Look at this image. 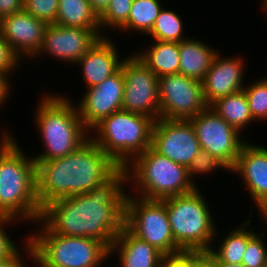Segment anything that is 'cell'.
<instances>
[{
  "label": "cell",
  "mask_w": 267,
  "mask_h": 267,
  "mask_svg": "<svg viewBox=\"0 0 267 267\" xmlns=\"http://www.w3.org/2000/svg\"><path fill=\"white\" fill-rule=\"evenodd\" d=\"M256 210L259 215L261 214V221H267V198L256 208Z\"/></svg>",
  "instance_id": "40"
},
{
  "label": "cell",
  "mask_w": 267,
  "mask_h": 267,
  "mask_svg": "<svg viewBox=\"0 0 267 267\" xmlns=\"http://www.w3.org/2000/svg\"><path fill=\"white\" fill-rule=\"evenodd\" d=\"M160 0H133L130 8L128 21L119 29L118 32H139L147 35L158 15L162 10ZM144 33V34H143Z\"/></svg>",
  "instance_id": "26"
},
{
  "label": "cell",
  "mask_w": 267,
  "mask_h": 267,
  "mask_svg": "<svg viewBox=\"0 0 267 267\" xmlns=\"http://www.w3.org/2000/svg\"><path fill=\"white\" fill-rule=\"evenodd\" d=\"M215 267H245L242 263L230 264V263H212Z\"/></svg>",
  "instance_id": "41"
},
{
  "label": "cell",
  "mask_w": 267,
  "mask_h": 267,
  "mask_svg": "<svg viewBox=\"0 0 267 267\" xmlns=\"http://www.w3.org/2000/svg\"><path fill=\"white\" fill-rule=\"evenodd\" d=\"M189 121L195 129L200 148L217 157L231 170L247 142L242 133L209 106Z\"/></svg>",
  "instance_id": "11"
},
{
  "label": "cell",
  "mask_w": 267,
  "mask_h": 267,
  "mask_svg": "<svg viewBox=\"0 0 267 267\" xmlns=\"http://www.w3.org/2000/svg\"><path fill=\"white\" fill-rule=\"evenodd\" d=\"M183 26L184 23L176 11L163 7L147 35L155 41L180 42L188 38L183 33Z\"/></svg>",
  "instance_id": "27"
},
{
  "label": "cell",
  "mask_w": 267,
  "mask_h": 267,
  "mask_svg": "<svg viewBox=\"0 0 267 267\" xmlns=\"http://www.w3.org/2000/svg\"><path fill=\"white\" fill-rule=\"evenodd\" d=\"M15 221L19 222L17 219L0 215V261L10 257L19 248L17 246L18 243H15V240H11L12 238L6 230Z\"/></svg>",
  "instance_id": "35"
},
{
  "label": "cell",
  "mask_w": 267,
  "mask_h": 267,
  "mask_svg": "<svg viewBox=\"0 0 267 267\" xmlns=\"http://www.w3.org/2000/svg\"><path fill=\"white\" fill-rule=\"evenodd\" d=\"M92 9L100 16L109 6L110 0H89Z\"/></svg>",
  "instance_id": "39"
},
{
  "label": "cell",
  "mask_w": 267,
  "mask_h": 267,
  "mask_svg": "<svg viewBox=\"0 0 267 267\" xmlns=\"http://www.w3.org/2000/svg\"><path fill=\"white\" fill-rule=\"evenodd\" d=\"M22 61L24 62L0 34V73L7 76L13 75Z\"/></svg>",
  "instance_id": "34"
},
{
  "label": "cell",
  "mask_w": 267,
  "mask_h": 267,
  "mask_svg": "<svg viewBox=\"0 0 267 267\" xmlns=\"http://www.w3.org/2000/svg\"><path fill=\"white\" fill-rule=\"evenodd\" d=\"M133 54V55H132ZM121 64L124 75L122 110L160 118L159 78L133 52Z\"/></svg>",
  "instance_id": "10"
},
{
  "label": "cell",
  "mask_w": 267,
  "mask_h": 267,
  "mask_svg": "<svg viewBox=\"0 0 267 267\" xmlns=\"http://www.w3.org/2000/svg\"><path fill=\"white\" fill-rule=\"evenodd\" d=\"M130 193L147 200H163L194 191L187 167L174 163L151 146L138 154L127 166ZM132 184V185H131ZM136 191V192H135Z\"/></svg>",
  "instance_id": "5"
},
{
  "label": "cell",
  "mask_w": 267,
  "mask_h": 267,
  "mask_svg": "<svg viewBox=\"0 0 267 267\" xmlns=\"http://www.w3.org/2000/svg\"><path fill=\"white\" fill-rule=\"evenodd\" d=\"M154 41L143 50L134 52L157 77L179 73V42ZM142 51V52H141ZM139 52V53H138Z\"/></svg>",
  "instance_id": "23"
},
{
  "label": "cell",
  "mask_w": 267,
  "mask_h": 267,
  "mask_svg": "<svg viewBox=\"0 0 267 267\" xmlns=\"http://www.w3.org/2000/svg\"><path fill=\"white\" fill-rule=\"evenodd\" d=\"M22 242H23V249L19 246V248L10 257L0 261V267H27L28 266L25 260H23L24 259L22 257L23 254L22 252L20 253V251L25 250V252L23 253L24 254L26 253V257L29 255V259L32 260L33 258H30V256L33 257V249H32V245L28 237L23 238Z\"/></svg>",
  "instance_id": "36"
},
{
  "label": "cell",
  "mask_w": 267,
  "mask_h": 267,
  "mask_svg": "<svg viewBox=\"0 0 267 267\" xmlns=\"http://www.w3.org/2000/svg\"><path fill=\"white\" fill-rule=\"evenodd\" d=\"M2 132L0 215L17 219L21 223H36L42 210L37 201L36 163L32 156L23 153V147L19 146L20 142L10 131Z\"/></svg>",
  "instance_id": "3"
},
{
  "label": "cell",
  "mask_w": 267,
  "mask_h": 267,
  "mask_svg": "<svg viewBox=\"0 0 267 267\" xmlns=\"http://www.w3.org/2000/svg\"><path fill=\"white\" fill-rule=\"evenodd\" d=\"M205 258L206 255L202 251L182 250L163 255L159 267H198Z\"/></svg>",
  "instance_id": "33"
},
{
  "label": "cell",
  "mask_w": 267,
  "mask_h": 267,
  "mask_svg": "<svg viewBox=\"0 0 267 267\" xmlns=\"http://www.w3.org/2000/svg\"><path fill=\"white\" fill-rule=\"evenodd\" d=\"M267 231L260 234H255L246 246L241 263L245 267H267V242L264 236Z\"/></svg>",
  "instance_id": "30"
},
{
  "label": "cell",
  "mask_w": 267,
  "mask_h": 267,
  "mask_svg": "<svg viewBox=\"0 0 267 267\" xmlns=\"http://www.w3.org/2000/svg\"><path fill=\"white\" fill-rule=\"evenodd\" d=\"M35 163L41 209L57 199L90 192L121 168L90 137L67 156Z\"/></svg>",
  "instance_id": "2"
},
{
  "label": "cell",
  "mask_w": 267,
  "mask_h": 267,
  "mask_svg": "<svg viewBox=\"0 0 267 267\" xmlns=\"http://www.w3.org/2000/svg\"><path fill=\"white\" fill-rule=\"evenodd\" d=\"M28 239L33 261L38 267H100L110 258V248L91 237H71L51 233L39 220Z\"/></svg>",
  "instance_id": "6"
},
{
  "label": "cell",
  "mask_w": 267,
  "mask_h": 267,
  "mask_svg": "<svg viewBox=\"0 0 267 267\" xmlns=\"http://www.w3.org/2000/svg\"><path fill=\"white\" fill-rule=\"evenodd\" d=\"M188 175L189 179L197 186L195 181L192 179L193 177L196 178L197 175L205 176L206 174H212L219 169H223L230 172L229 168L221 162L217 157L211 155L209 152L200 150L196 156L193 158L191 164L189 165ZM196 174V176H195Z\"/></svg>",
  "instance_id": "31"
},
{
  "label": "cell",
  "mask_w": 267,
  "mask_h": 267,
  "mask_svg": "<svg viewBox=\"0 0 267 267\" xmlns=\"http://www.w3.org/2000/svg\"><path fill=\"white\" fill-rule=\"evenodd\" d=\"M109 36L101 37L94 46L75 64L80 66L83 80L87 88L99 85L114 75L124 60ZM120 57V58H119Z\"/></svg>",
  "instance_id": "19"
},
{
  "label": "cell",
  "mask_w": 267,
  "mask_h": 267,
  "mask_svg": "<svg viewBox=\"0 0 267 267\" xmlns=\"http://www.w3.org/2000/svg\"><path fill=\"white\" fill-rule=\"evenodd\" d=\"M209 107L240 133L254 122L244 90L220 97Z\"/></svg>",
  "instance_id": "24"
},
{
  "label": "cell",
  "mask_w": 267,
  "mask_h": 267,
  "mask_svg": "<svg viewBox=\"0 0 267 267\" xmlns=\"http://www.w3.org/2000/svg\"><path fill=\"white\" fill-rule=\"evenodd\" d=\"M154 123L148 116L120 110L96 124L90 130V138L121 167H126L151 146Z\"/></svg>",
  "instance_id": "7"
},
{
  "label": "cell",
  "mask_w": 267,
  "mask_h": 267,
  "mask_svg": "<svg viewBox=\"0 0 267 267\" xmlns=\"http://www.w3.org/2000/svg\"><path fill=\"white\" fill-rule=\"evenodd\" d=\"M160 118L190 120L208 107L201 81L177 73L159 77Z\"/></svg>",
  "instance_id": "12"
},
{
  "label": "cell",
  "mask_w": 267,
  "mask_h": 267,
  "mask_svg": "<svg viewBox=\"0 0 267 267\" xmlns=\"http://www.w3.org/2000/svg\"><path fill=\"white\" fill-rule=\"evenodd\" d=\"M48 25L23 9L0 19V34L21 60L32 61L42 45Z\"/></svg>",
  "instance_id": "16"
},
{
  "label": "cell",
  "mask_w": 267,
  "mask_h": 267,
  "mask_svg": "<svg viewBox=\"0 0 267 267\" xmlns=\"http://www.w3.org/2000/svg\"><path fill=\"white\" fill-rule=\"evenodd\" d=\"M201 267H215L207 258H205L202 263Z\"/></svg>",
  "instance_id": "42"
},
{
  "label": "cell",
  "mask_w": 267,
  "mask_h": 267,
  "mask_svg": "<svg viewBox=\"0 0 267 267\" xmlns=\"http://www.w3.org/2000/svg\"><path fill=\"white\" fill-rule=\"evenodd\" d=\"M132 1L110 0L109 6L99 16L101 34L105 33L104 28L119 30L128 21Z\"/></svg>",
  "instance_id": "29"
},
{
  "label": "cell",
  "mask_w": 267,
  "mask_h": 267,
  "mask_svg": "<svg viewBox=\"0 0 267 267\" xmlns=\"http://www.w3.org/2000/svg\"><path fill=\"white\" fill-rule=\"evenodd\" d=\"M254 121L267 119V78L246 84L243 88Z\"/></svg>",
  "instance_id": "28"
},
{
  "label": "cell",
  "mask_w": 267,
  "mask_h": 267,
  "mask_svg": "<svg viewBox=\"0 0 267 267\" xmlns=\"http://www.w3.org/2000/svg\"><path fill=\"white\" fill-rule=\"evenodd\" d=\"M126 186L127 170L121 167L86 194L63 197L45 205L39 221L51 233L91 237L111 248L125 227Z\"/></svg>",
  "instance_id": "1"
},
{
  "label": "cell",
  "mask_w": 267,
  "mask_h": 267,
  "mask_svg": "<svg viewBox=\"0 0 267 267\" xmlns=\"http://www.w3.org/2000/svg\"><path fill=\"white\" fill-rule=\"evenodd\" d=\"M125 227L163 255L182 251L173 239L166 206L161 200L134 197L128 192L125 203Z\"/></svg>",
  "instance_id": "9"
},
{
  "label": "cell",
  "mask_w": 267,
  "mask_h": 267,
  "mask_svg": "<svg viewBox=\"0 0 267 267\" xmlns=\"http://www.w3.org/2000/svg\"><path fill=\"white\" fill-rule=\"evenodd\" d=\"M221 56L218 52L202 81L208 106L220 97L243 90L246 64L241 56ZM245 64V65H244Z\"/></svg>",
  "instance_id": "17"
},
{
  "label": "cell",
  "mask_w": 267,
  "mask_h": 267,
  "mask_svg": "<svg viewBox=\"0 0 267 267\" xmlns=\"http://www.w3.org/2000/svg\"><path fill=\"white\" fill-rule=\"evenodd\" d=\"M54 24L65 27L100 28L99 16L89 0H59Z\"/></svg>",
  "instance_id": "25"
},
{
  "label": "cell",
  "mask_w": 267,
  "mask_h": 267,
  "mask_svg": "<svg viewBox=\"0 0 267 267\" xmlns=\"http://www.w3.org/2000/svg\"><path fill=\"white\" fill-rule=\"evenodd\" d=\"M261 3H262V7L261 8L263 9L265 14L267 15V0H262Z\"/></svg>",
  "instance_id": "43"
},
{
  "label": "cell",
  "mask_w": 267,
  "mask_h": 267,
  "mask_svg": "<svg viewBox=\"0 0 267 267\" xmlns=\"http://www.w3.org/2000/svg\"><path fill=\"white\" fill-rule=\"evenodd\" d=\"M231 172L241 176L257 208L267 198V147L250 144L247 140Z\"/></svg>",
  "instance_id": "18"
},
{
  "label": "cell",
  "mask_w": 267,
  "mask_h": 267,
  "mask_svg": "<svg viewBox=\"0 0 267 267\" xmlns=\"http://www.w3.org/2000/svg\"><path fill=\"white\" fill-rule=\"evenodd\" d=\"M208 43L197 38H187L179 42V73L189 78L203 81L206 72L219 52ZM212 48V49H211Z\"/></svg>",
  "instance_id": "21"
},
{
  "label": "cell",
  "mask_w": 267,
  "mask_h": 267,
  "mask_svg": "<svg viewBox=\"0 0 267 267\" xmlns=\"http://www.w3.org/2000/svg\"><path fill=\"white\" fill-rule=\"evenodd\" d=\"M86 90L80 102H77V108L84 126L90 131L105 117L122 110L124 94L122 68L99 85Z\"/></svg>",
  "instance_id": "15"
},
{
  "label": "cell",
  "mask_w": 267,
  "mask_h": 267,
  "mask_svg": "<svg viewBox=\"0 0 267 267\" xmlns=\"http://www.w3.org/2000/svg\"><path fill=\"white\" fill-rule=\"evenodd\" d=\"M24 0H0V19L23 10Z\"/></svg>",
  "instance_id": "37"
},
{
  "label": "cell",
  "mask_w": 267,
  "mask_h": 267,
  "mask_svg": "<svg viewBox=\"0 0 267 267\" xmlns=\"http://www.w3.org/2000/svg\"><path fill=\"white\" fill-rule=\"evenodd\" d=\"M104 36L106 35L101 34L100 28L65 27L54 23L49 24L40 49L31 59L50 55L51 58L73 66Z\"/></svg>",
  "instance_id": "13"
},
{
  "label": "cell",
  "mask_w": 267,
  "mask_h": 267,
  "mask_svg": "<svg viewBox=\"0 0 267 267\" xmlns=\"http://www.w3.org/2000/svg\"><path fill=\"white\" fill-rule=\"evenodd\" d=\"M114 255L119 256L117 259L119 258L120 267H159L163 256L160 251L132 234L126 227L116 236L110 248V258Z\"/></svg>",
  "instance_id": "20"
},
{
  "label": "cell",
  "mask_w": 267,
  "mask_h": 267,
  "mask_svg": "<svg viewBox=\"0 0 267 267\" xmlns=\"http://www.w3.org/2000/svg\"><path fill=\"white\" fill-rule=\"evenodd\" d=\"M251 220L247 219L241 222L239 228H235L222 238L221 243L211 247L205 253L206 258L211 263H241L248 241L257 233L250 226ZM254 230V232H253Z\"/></svg>",
  "instance_id": "22"
},
{
  "label": "cell",
  "mask_w": 267,
  "mask_h": 267,
  "mask_svg": "<svg viewBox=\"0 0 267 267\" xmlns=\"http://www.w3.org/2000/svg\"><path fill=\"white\" fill-rule=\"evenodd\" d=\"M151 147L174 163L187 168L201 150L195 129L189 120L162 118L154 123Z\"/></svg>",
  "instance_id": "14"
},
{
  "label": "cell",
  "mask_w": 267,
  "mask_h": 267,
  "mask_svg": "<svg viewBox=\"0 0 267 267\" xmlns=\"http://www.w3.org/2000/svg\"><path fill=\"white\" fill-rule=\"evenodd\" d=\"M40 98L33 121L36 122L44 149H41V154L33 156L35 162L67 156L90 137L77 105L69 97L47 92Z\"/></svg>",
  "instance_id": "4"
},
{
  "label": "cell",
  "mask_w": 267,
  "mask_h": 267,
  "mask_svg": "<svg viewBox=\"0 0 267 267\" xmlns=\"http://www.w3.org/2000/svg\"><path fill=\"white\" fill-rule=\"evenodd\" d=\"M59 0H24L23 9L33 17L48 24H53L57 19Z\"/></svg>",
  "instance_id": "32"
},
{
  "label": "cell",
  "mask_w": 267,
  "mask_h": 267,
  "mask_svg": "<svg viewBox=\"0 0 267 267\" xmlns=\"http://www.w3.org/2000/svg\"><path fill=\"white\" fill-rule=\"evenodd\" d=\"M197 187L194 191L161 200L167 210L175 243L182 250L207 253L217 230L208 202Z\"/></svg>",
  "instance_id": "8"
},
{
  "label": "cell",
  "mask_w": 267,
  "mask_h": 267,
  "mask_svg": "<svg viewBox=\"0 0 267 267\" xmlns=\"http://www.w3.org/2000/svg\"><path fill=\"white\" fill-rule=\"evenodd\" d=\"M12 76H7L0 73V109L3 108L4 104L7 102V99L12 93V80H10Z\"/></svg>",
  "instance_id": "38"
}]
</instances>
